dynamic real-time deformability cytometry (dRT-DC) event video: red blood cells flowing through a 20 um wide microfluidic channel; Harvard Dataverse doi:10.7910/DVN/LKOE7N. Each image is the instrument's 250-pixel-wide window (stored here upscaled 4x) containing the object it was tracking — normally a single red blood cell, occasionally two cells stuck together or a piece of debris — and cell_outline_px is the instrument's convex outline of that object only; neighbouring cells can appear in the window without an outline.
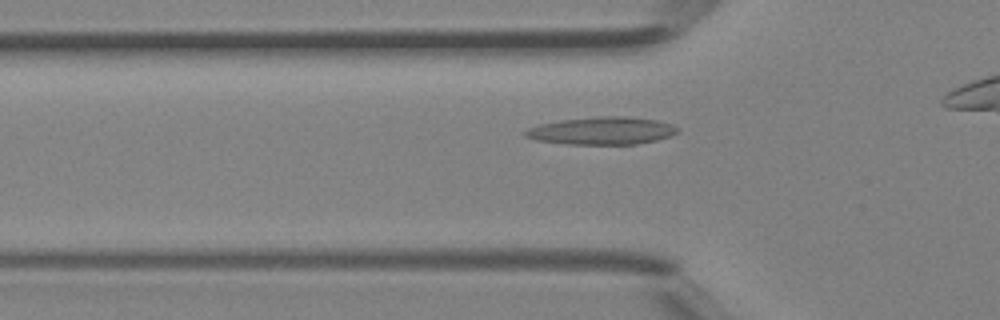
{"species": "Egyptian fruit bat (a non-hibernating species)", "species_latin": "Rousettus aegyptiacus", "temperature_condition": "room temperature", "stored_images_in_passage": 30, "camera_frame_rate_fps": 3000, "um_per_image_px": 0.085, "animal": {"sex": "female"}, "frame": {"image": 1, "passage_image": 8, "time_ms": 2.333, "image_size_px": [1000, 320], "cell_outline_px": [[680, 132], [672, 136], [656, 140], [636, 144], [568, 144], [536, 140], [524, 136], [524, 132], [528, 128], [540, 124], [560, 120], [596, 116], [628, 116], [656, 120], [672, 124], [680, 128]], "centroid_in_image_um": [51.21, 11.11], "position_along_channel_um": 74.6, "area_um2": 24.68}}
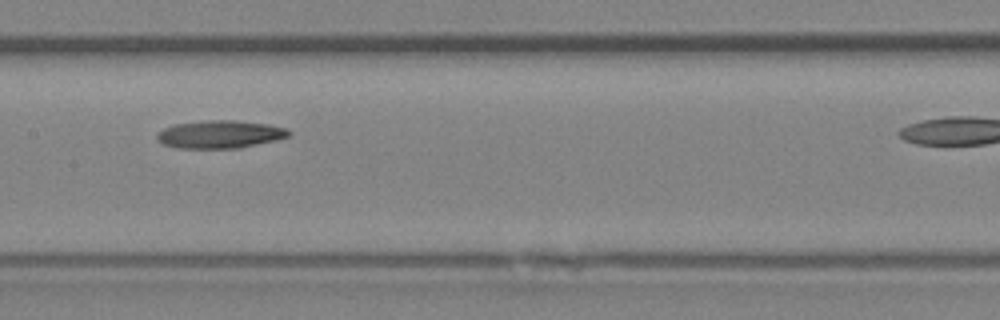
{"frame": {"image": 2, "passage_image": 15, "time_ms": 4.667, "image_size_px": [1000, 320], "cell_outline_px": [[292, 132], [288, 136], [276, 140], [240, 148], [176, 148], [164, 144], [156, 140], [156, 136], [164, 128], [176, 124], [200, 120], [236, 120], [268, 124], [284, 128]], "centroid_in_image_um": [18.69, 11.41], "position_along_channel_um": 188.7, "area_um2": 21.39}}
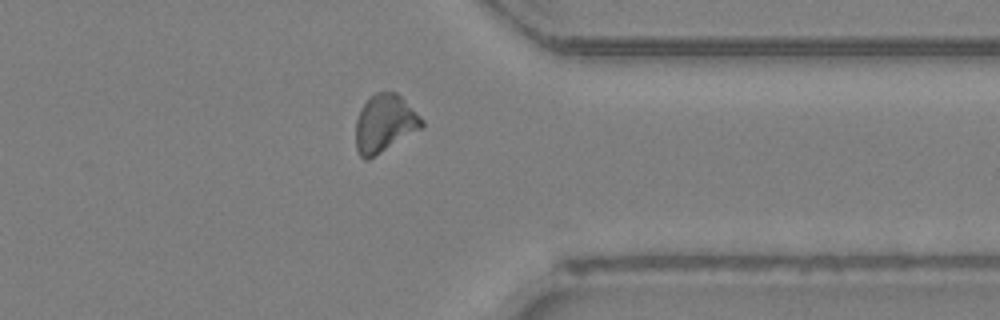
{"frame": {"image": 3, "passage_image": 27, "time_ms": 8.667, "image_size_px": [1000, 320], "cell_outline_px": [[424, 124], [420, 128], [380, 152], [364, 160], [360, 156], [356, 148], [356, 120], [360, 108], [376, 92], [396, 92], [424, 120]], "centroid_in_image_um": [32.66, 10.47], "position_along_channel_um": 378.7, "area_um2": 21.5}}